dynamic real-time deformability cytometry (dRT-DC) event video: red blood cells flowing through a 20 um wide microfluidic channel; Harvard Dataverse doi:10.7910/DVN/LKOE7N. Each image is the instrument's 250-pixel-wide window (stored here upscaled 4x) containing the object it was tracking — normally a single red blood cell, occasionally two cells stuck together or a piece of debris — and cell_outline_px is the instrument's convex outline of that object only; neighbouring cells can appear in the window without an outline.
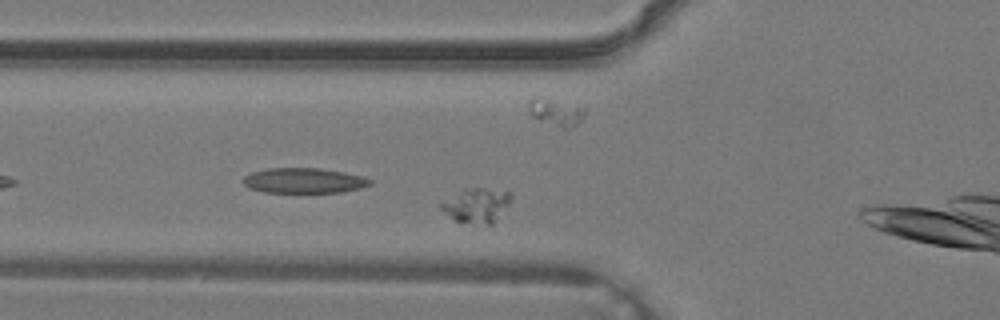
{"species": "common noctule bat (a hibernating species)", "species_latin": "Nyctalus noctula", "temperature_condition": "warm", "stored_images_in_passage": 12, "segment_of_instrument_passage": [1, 2], "camera_frame_rate_fps": 3000, "um_per_image_px": 0.085, "animal": {"sex": "male", "body_mass_g": 19.2, "forearm_length_mm": 51.8}, "frame": {"image": 1, "passage_image": 3, "time_ms": 0.667, "image_size_px": [1000, 320], "cell_outline_px": [[512, 200], [492, 224], [488, 224], [452, 220], [436, 204], [464, 188], [484, 188], [512, 192]], "centroid_in_image_um": [40.47, 17.42], "position_along_channel_um": 85.3, "area_um2": 14.1}}
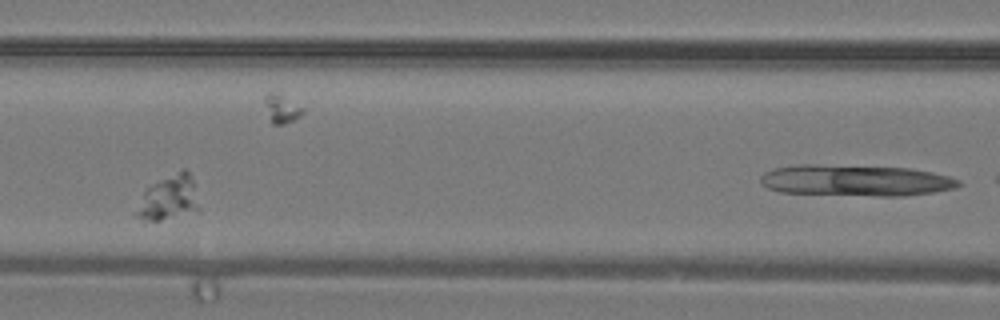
{"frame": {"image": 2, "passage_image": 7, "time_ms": 2.0, "image_size_px": [1000, 320], "cell_outline_px": [[200, 212], [160, 220], [144, 220], [136, 216], [132, 212], [144, 192], [148, 188], [180, 168], [184, 168], [188, 172], [192, 180], [200, 208]], "centroid_in_image_um": [14.35, 16.85], "position_along_channel_um": 152.3, "area_um2": 16.42}}
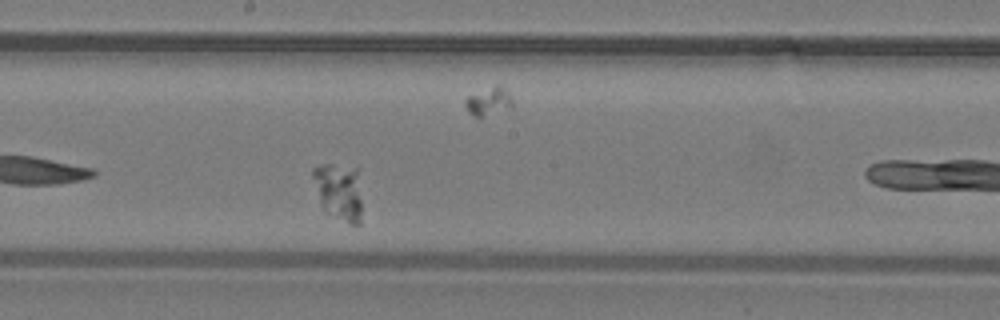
{"frame": {"image": 3, "passage_image": 11, "time_ms": 3.333, "image_size_px": [1000, 320], "cell_outline_px": [[360, 224], [352, 224], [328, 216], [324, 212], [312, 176], [312, 168], [320, 164], [332, 164], [360, 168]], "centroid_in_image_um": [28.81, 16.26], "position_along_channel_um": 219.4, "area_um2": 16.7}}